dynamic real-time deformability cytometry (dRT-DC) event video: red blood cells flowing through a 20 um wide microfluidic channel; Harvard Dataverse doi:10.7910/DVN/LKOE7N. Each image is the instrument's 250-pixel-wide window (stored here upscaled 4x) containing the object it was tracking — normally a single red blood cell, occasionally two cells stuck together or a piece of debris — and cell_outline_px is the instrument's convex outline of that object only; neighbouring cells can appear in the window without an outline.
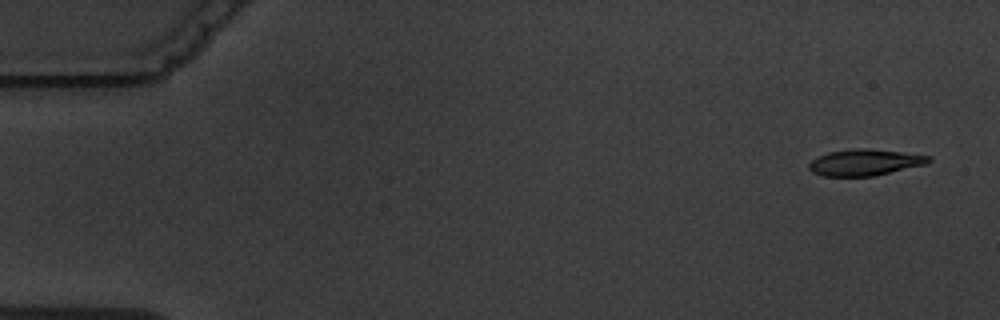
{"species": "common noctule bat (a hibernating species)", "species_latin": "Nyctalus noctula", "temperature_condition": "warm", "stored_images_in_passage": 6, "segment_of_instrument_passage": [1, 2], "camera_frame_rate_fps": 3000, "um_per_image_px": 0.085, "animal": {"sex": "male", "body_mass_g": 19.5, "forearm_length_mm": 54.6}, "frame": {"image": 1, "passage_image": 1, "time_ms": 0.0, "image_size_px": [1000, 320], "cell_outline_px": [[932, 160], [928, 164], [872, 176], [820, 176], [812, 172], [808, 168], [808, 164], [812, 160], [828, 152], [856, 148], [868, 148], [932, 156]], "centroid_in_image_um": [73.52, 13.8], "position_along_channel_um": 11.5, "area_um2": 18.38}}
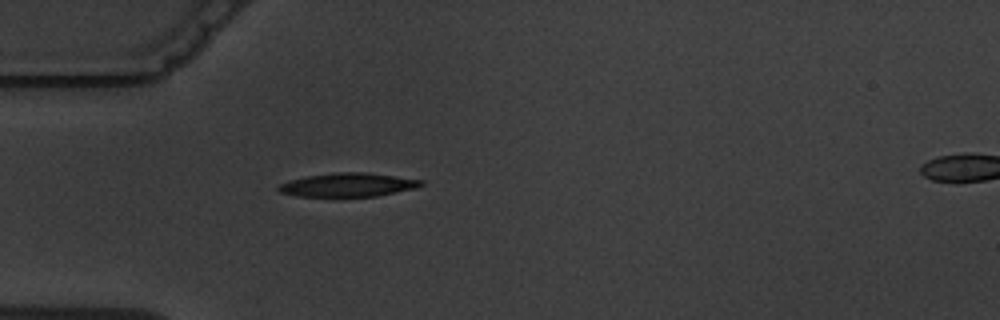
{"frame": {"image": 2, "passage_image": 5, "time_ms": 4.667, "image_size_px": [1000, 320], "cell_outline_px": [[424, 184], [416, 188], [376, 196], [296, 196], [280, 192], [276, 188], [280, 184], [288, 180], [308, 176], [332, 172], [368, 172], [424, 180]], "centroid_in_image_um": [29.58, 15.7], "position_along_channel_um": 55.4, "area_um2": 19.71}}